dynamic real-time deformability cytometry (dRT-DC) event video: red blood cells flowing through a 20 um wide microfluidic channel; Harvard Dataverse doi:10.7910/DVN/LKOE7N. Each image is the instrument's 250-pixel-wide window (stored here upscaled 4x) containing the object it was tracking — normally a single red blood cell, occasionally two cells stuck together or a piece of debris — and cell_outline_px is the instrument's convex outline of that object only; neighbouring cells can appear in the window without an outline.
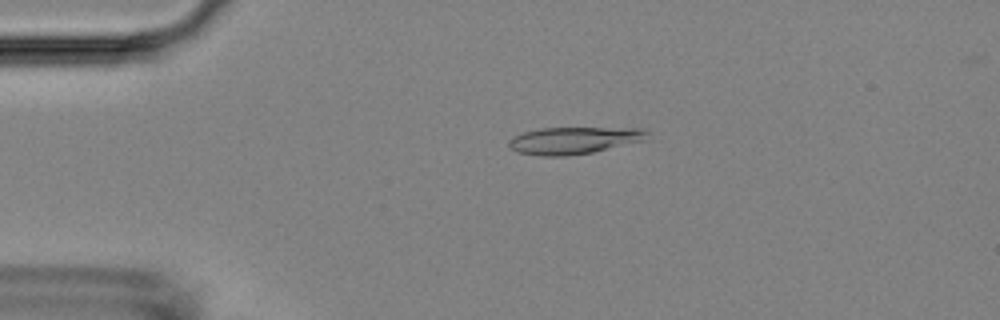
{"species": "Egyptian fruit bat (a non-hibernating species)", "species_latin": "Rousettus aegyptiacus", "temperature_condition": "room temperature", "stored_images_in_passage": 53, "camera_frame_rate_fps": 3000, "um_per_image_px": 0.085, "animal": {"sex": "female"}, "frame": {"image": 1, "passage_image": 11, "time_ms": 3.333, "image_size_px": [1000, 320], "cell_outline_px": [[648, 132], [644, 140], [592, 152], [568, 156], [544, 156], [516, 152], [508, 144], [508, 140], [512, 136], [524, 132], [540, 128], [640, 128]], "centroid_in_image_um": [48.72, 11.93], "position_along_channel_um": 36.3, "area_um2": 21.62}}
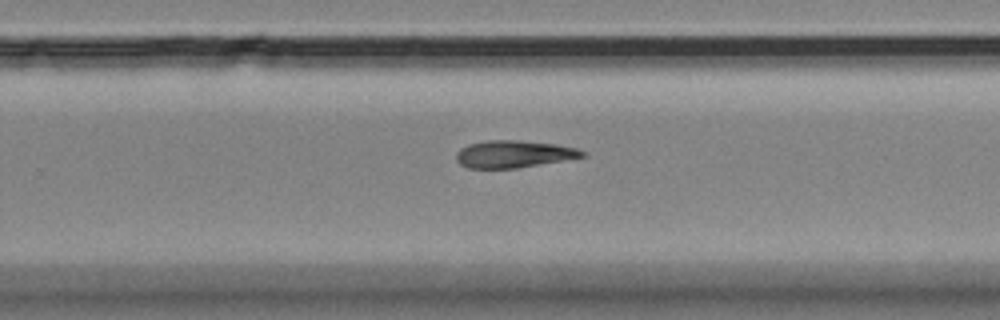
{"frame": {"image": 2, "passage_image": 34, "time_ms": 11.0, "image_size_px": [1000, 320], "cell_outline_px": [[584, 156], [516, 168], [468, 168], [460, 164], [456, 160], [456, 152], [460, 148], [468, 144], [488, 140], [520, 140], [556, 144], [576, 148], [584, 152]], "centroid_in_image_um": [43.59, 13.08], "position_along_channel_um": 286.2, "area_um2": 19.77}}
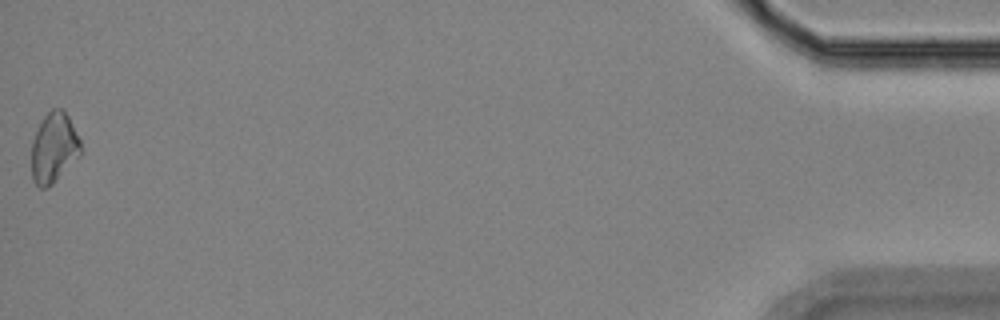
{"frame": {"image": 3, "passage_image": 53, "time_ms": 17.333, "image_size_px": [1000, 320], "cell_outline_px": [[80, 156], [48, 188], [40, 188], [32, 180], [32, 140], [44, 116], [52, 108], [64, 108], [80, 140]], "centroid_in_image_um": [4.58, 12.56], "position_along_channel_um": 430.6, "area_um2": 20.0}}